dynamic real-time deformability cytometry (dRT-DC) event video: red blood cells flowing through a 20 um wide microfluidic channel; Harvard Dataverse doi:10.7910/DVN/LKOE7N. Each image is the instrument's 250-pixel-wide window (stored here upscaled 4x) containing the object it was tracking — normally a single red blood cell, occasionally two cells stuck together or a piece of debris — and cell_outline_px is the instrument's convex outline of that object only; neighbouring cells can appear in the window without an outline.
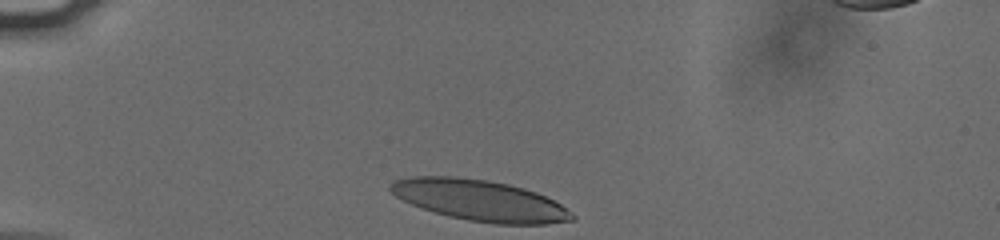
{"species": "human", "species_latin": "Homo sapiens", "temperature_condition": "cold", "stored_images_in_passage": 32, "camera_frame_rate_fps": 3000, "um_per_image_px": 0.085, "donor": {"sex": "male"}, "frame": {"image": 1, "passage_image": 1, "time_ms": 0.0, "image_size_px": [1000, 240], "cell_outline_px": [[576, 220], [548, 224], [496, 224], [468, 220], [448, 216], [412, 204], [396, 196], [388, 188], [396, 180], [412, 176], [452, 176], [484, 180], [508, 184], [524, 188], [536, 192], [560, 204], [572, 212], [576, 216]], "centroid_in_image_um": [40.84, 17.04], "position_along_channel_um": 44.2, "area_um2": 43.0}}
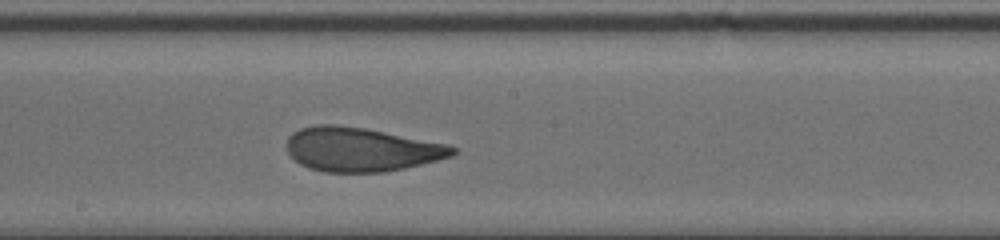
{"frame": {"image": 2, "passage_image": 18, "time_ms": 5.667, "image_size_px": [1000, 240], "cell_outline_px": [[456, 152], [452, 156], [404, 168], [384, 172], [324, 172], [308, 168], [300, 164], [288, 152], [288, 136], [292, 132], [300, 128], [316, 124], [332, 124], [364, 128], [448, 144], [456, 148]], "centroid_in_image_um": [30.67, 12.7], "position_along_channel_um": 217.5, "area_um2": 42.31}}
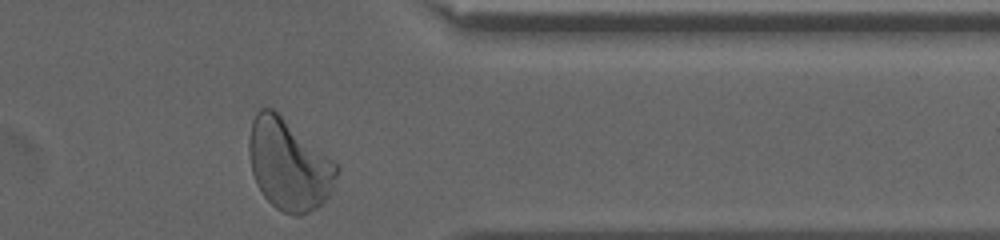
{"frame": {"image": 3, "passage_image": 32, "time_ms": 10.333, "image_size_px": [1000, 240], "cell_outline_px": [[340, 168], [328, 196], [316, 208], [300, 216], [292, 216], [276, 208], [264, 196], [256, 184], [252, 172], [248, 148], [248, 140], [252, 120], [256, 112], [260, 108], [272, 108], [332, 160]], "centroid_in_image_um": [24.51, 14.01], "position_along_channel_um": 386.9, "area_um2": 45.84}, "authors_computed_cell_mechanics": {"area_um2": 42.5119, "velocity_mm_per_s": 3.7787, "shape_relaxation_time_tau1_ms": 4.4349, "shape_relaxation_time_tau2_ms": 1.2096, "deformation_change_tau1": 0.1943, "deformation_change_tau2": 0.0848}}